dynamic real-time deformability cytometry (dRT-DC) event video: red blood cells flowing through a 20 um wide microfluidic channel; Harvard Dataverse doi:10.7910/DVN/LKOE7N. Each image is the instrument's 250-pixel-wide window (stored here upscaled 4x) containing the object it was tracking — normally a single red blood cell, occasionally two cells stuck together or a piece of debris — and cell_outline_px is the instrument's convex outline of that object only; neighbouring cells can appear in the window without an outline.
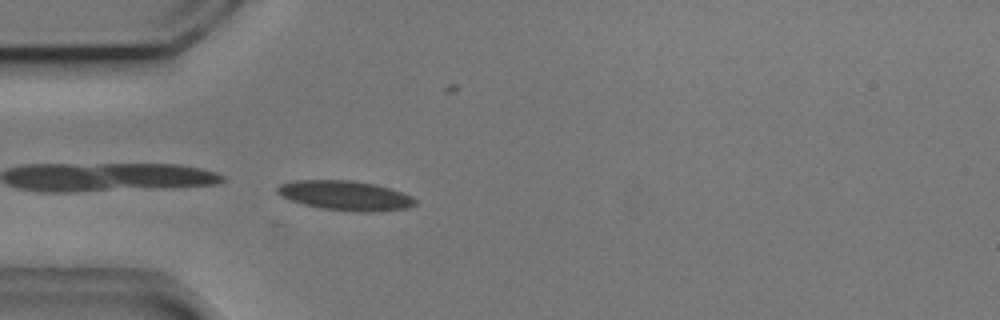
{"species": "common noctule bat (a hibernating species)", "species_latin": "Nyctalus noctula", "temperature_condition": "cold", "stored_images_in_passage": 3, "camera_frame_rate_fps": 3000, "um_per_image_px": 0.085, "animal": {"sex": "male", "body_mass_g": 20.5, "forearm_length_mm": 52.5}, "frame": {"image": 1, "passage_image": 3, "time_ms": 0.667, "image_size_px": [1000, 320], "cell_outline_px": [[416, 204], [408, 208], [376, 212], [352, 212], [320, 208], [304, 204], [280, 196], [276, 192], [276, 188], [280, 184], [292, 180], [352, 180], [376, 184], [412, 196], [416, 200]], "centroid_in_image_um": [29.34, 16.62], "position_along_channel_um": 55.7, "area_um2": 23.99}}